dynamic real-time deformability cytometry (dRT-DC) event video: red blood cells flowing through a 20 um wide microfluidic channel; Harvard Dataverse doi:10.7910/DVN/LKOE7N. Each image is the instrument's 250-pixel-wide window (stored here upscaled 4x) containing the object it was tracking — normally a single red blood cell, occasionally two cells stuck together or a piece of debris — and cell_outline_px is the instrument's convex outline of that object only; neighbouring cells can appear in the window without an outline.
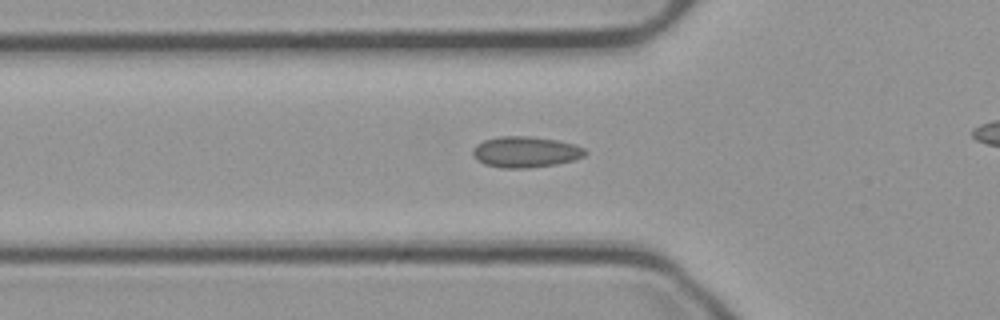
{"species": "common noctule bat (a hibernating species)", "species_latin": "Nyctalus noctula", "temperature_condition": "cold", "stored_images_in_passage": 48, "camera_frame_rate_fps": 3000, "um_per_image_px": 0.085, "animal": {"sex": "male", "body_mass_g": 23.1, "forearm_length_mm": 52.7}, "frame": {"image": 1, "passage_image": 19, "time_ms": 6.0, "image_size_px": [1000, 320], "cell_outline_px": [[588, 152], [584, 156], [572, 160], [556, 164], [528, 168], [500, 168], [484, 164], [476, 160], [472, 156], [472, 148], [476, 144], [484, 140], [500, 136], [528, 136], [556, 140], [572, 144], [584, 148]], "centroid_in_image_um": [44.61, 12.92], "position_along_channel_um": 81.2, "area_um2": 20.35}}
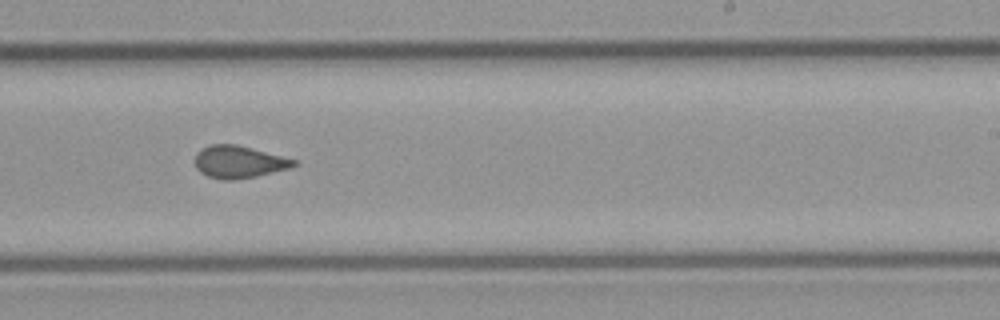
{"frame": {"image": 2, "passage_image": 34, "time_ms": 11.0, "image_size_px": [1000, 320], "cell_outline_px": [[300, 164], [292, 168], [256, 176], [232, 180], [224, 180], [208, 176], [200, 172], [196, 168], [192, 160], [196, 152], [200, 148], [208, 144], [236, 144], [296, 160]], "centroid_in_image_um": [20.26, 13.76], "position_along_channel_um": 268.7, "area_um2": 18.9}}
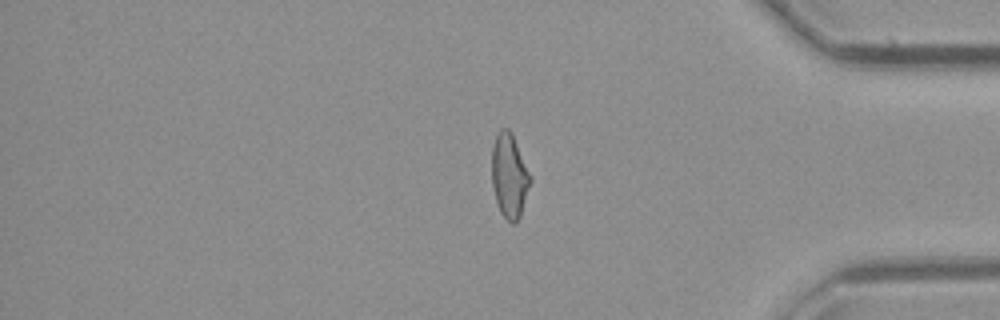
{"frame": {"image": 3, "passage_image": 46, "time_ms": 15.0, "image_size_px": [1000, 320], "cell_outline_px": [[532, 180], [520, 216], [516, 224], [512, 224], [500, 212], [496, 200], [492, 184], [492, 144], [500, 128], [508, 128], [512, 132], [532, 176]], "centroid_in_image_um": [43.31, 14.92], "position_along_channel_um": 391.9, "area_um2": 19.13}, "authors_computed_cell_mechanics": {"area_um2": 19.363, "velocity_mm_per_s": 3.7227, "shape_relaxation_time_tau1_ms": null, "shape_relaxation_time_tau2_ms": 1.2604, "deformation_change_tau1": null, "deformation_change_tau2": 0.0551}}